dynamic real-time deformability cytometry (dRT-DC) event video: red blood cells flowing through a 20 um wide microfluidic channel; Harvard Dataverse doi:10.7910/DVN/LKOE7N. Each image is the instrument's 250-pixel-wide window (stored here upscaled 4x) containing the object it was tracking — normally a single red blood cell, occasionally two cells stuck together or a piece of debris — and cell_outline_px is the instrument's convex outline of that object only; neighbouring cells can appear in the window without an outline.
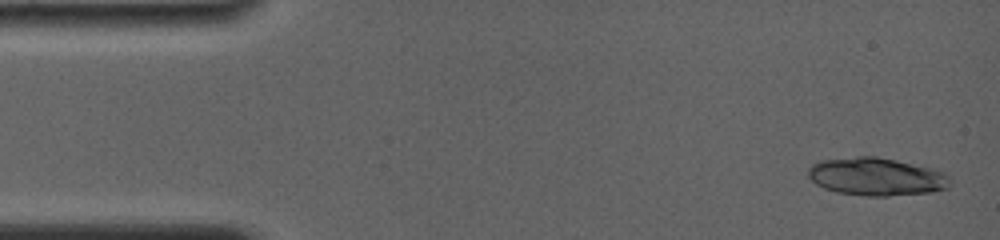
{"species": "common noctule bat (a hibernating species)", "species_latin": "Nyctalus noctula", "temperature_condition": "room temperature", "stored_images_in_passage": 9, "camera_frame_rate_fps": 4000, "um_per_image_px": 0.085, "animal": {"sex": "female", "body_mass_g": 19.0, "forearm_length_mm": 56.7}, "frame": {"image": 1, "passage_image": 1, "time_ms": 0.0, "image_size_px": [1000, 240], "cell_outline_px": [[948, 188], [932, 192], [888, 196], [864, 196], [836, 192], [824, 188], [816, 184], [808, 176], [808, 168], [812, 164], [820, 160], [856, 156], [876, 156], [896, 160], [932, 168], [944, 172], [948, 176]], "centroid_in_image_um": [74.46, 15.01], "position_along_channel_um": 10.5, "area_um2": 31.44}}